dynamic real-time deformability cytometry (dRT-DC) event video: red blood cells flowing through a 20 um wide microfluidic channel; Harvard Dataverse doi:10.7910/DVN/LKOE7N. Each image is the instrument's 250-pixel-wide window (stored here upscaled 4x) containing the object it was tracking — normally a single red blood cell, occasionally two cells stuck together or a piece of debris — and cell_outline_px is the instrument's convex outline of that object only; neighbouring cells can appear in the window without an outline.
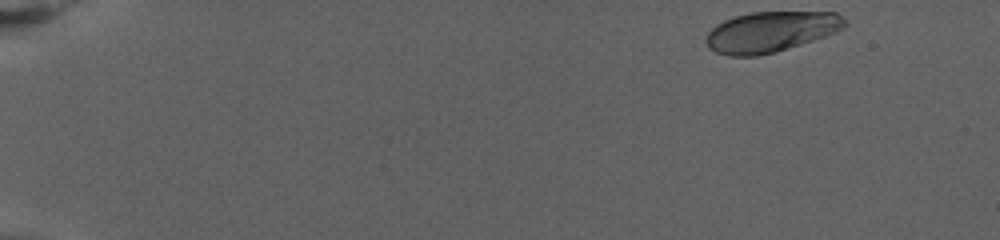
{"species": "human", "species_latin": "Homo sapiens", "temperature_condition": "warm", "stored_images_in_passage": 70, "camera_frame_rate_fps": 3000, "um_per_image_px": 0.085, "donor": {"sex": "female"}, "frame": {"image": 1, "passage_image": 1, "time_ms": 0.0, "image_size_px": [1000, 240], "cell_outline_px": [[848, 24], [836, 32], [776, 52], [756, 56], [728, 56], [716, 52], [708, 48], [704, 40], [708, 32], [716, 24], [724, 20], [736, 16], [752, 12], [836, 12]], "centroid_in_image_um": [65.46, 2.7], "position_along_channel_um": 19.5, "area_um2": 32.66}}
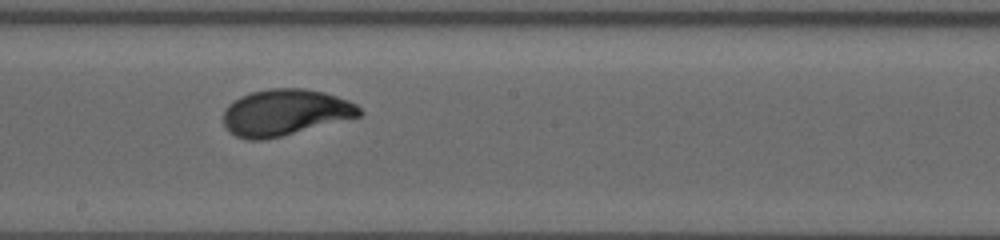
{"frame": {"image": 2, "passage_image": 39, "time_ms": 12.667, "image_size_px": [1000, 240], "cell_outline_px": [[364, 112], [360, 116], [264, 140], [248, 140], [236, 136], [228, 132], [224, 128], [224, 108], [228, 104], [240, 96], [252, 92], [268, 88], [304, 88], [324, 92], [348, 100], [356, 104]], "centroid_in_image_um": [24.2, 9.55], "position_along_channel_um": 224.0, "area_um2": 36.76}}
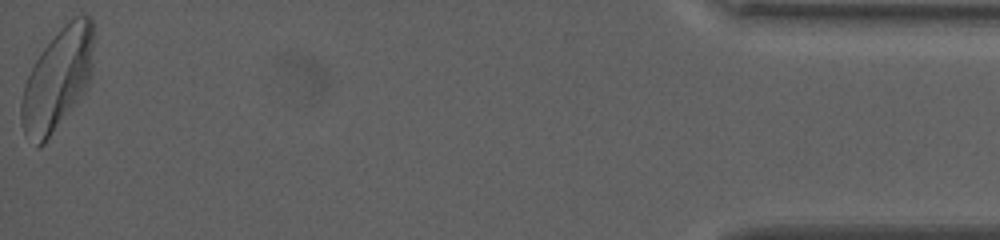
{"frame": {"image": 3, "passage_image": 70, "time_ms": 23.0, "image_size_px": [1000, 240], "cell_outline_px": [[92, 76], [88, 84], [80, 96], [44, 144], [40, 148], [36, 148], [24, 132], [20, 120], [20, 104], [24, 84], [36, 60], [44, 48], [60, 28], [64, 24], [76, 16], [88, 16], [92, 20]], "centroid_in_image_um": [4.85, 6.78], "position_along_channel_um": 430.3, "area_um2": 42.14}, "authors_computed_cell_mechanics": {"area_um2": 35.7782, "velocity_mm_per_s": 2.772, "shape_relaxation_time_tau1_ms": 3.7474, "shape_relaxation_time_tau2_ms": null, "deformation_change_tau1": 0.1744, "deformation_change_tau2": null}}